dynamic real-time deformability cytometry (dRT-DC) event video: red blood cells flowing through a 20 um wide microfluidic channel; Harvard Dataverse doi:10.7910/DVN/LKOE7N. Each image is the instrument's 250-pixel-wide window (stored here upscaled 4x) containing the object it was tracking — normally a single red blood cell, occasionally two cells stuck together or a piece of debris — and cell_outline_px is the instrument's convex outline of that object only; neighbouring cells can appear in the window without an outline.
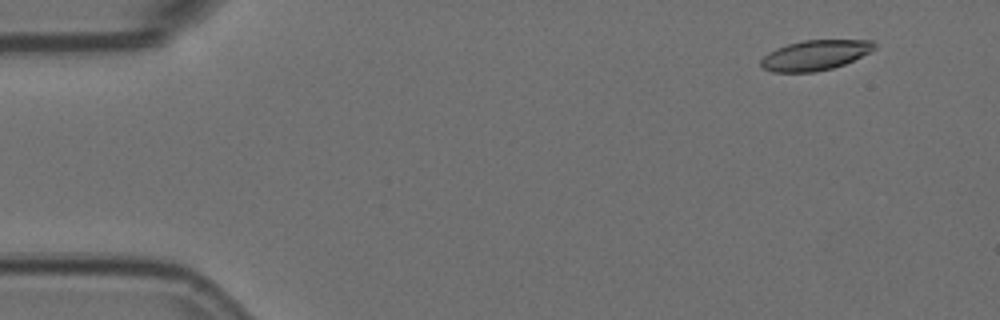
{"species": "Egyptian fruit bat (a non-hibernating species)", "species_latin": "Rousettus aegyptiacus", "temperature_condition": "room temperature", "stored_images_in_passage": 25, "camera_frame_rate_fps": 3000, "um_per_image_px": 0.085, "animal": {"sex": "female"}, "frame": {"image": 1, "passage_image": 5, "time_ms": 1.333, "image_size_px": [1000, 320], "cell_outline_px": [[876, 48], [844, 64], [832, 68], [816, 72], [772, 72], [764, 68], [760, 64], [760, 60], [768, 52], [776, 48], [788, 44], [804, 40], [872, 40], [876, 44]], "centroid_in_image_um": [69.26, 4.69], "position_along_channel_um": 15.7, "area_um2": 19.77}}
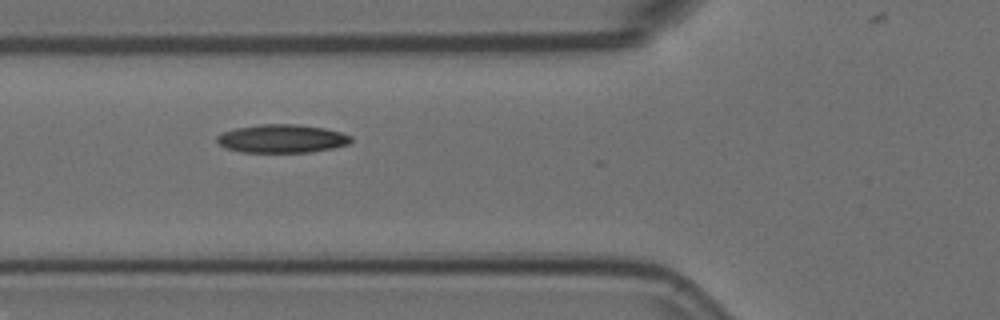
{"frame": {"image": 2, "passage_image": 21, "time_ms": 6.667, "image_size_px": [1000, 320], "cell_outline_px": [[352, 140], [348, 144], [332, 148], [312, 152], [240, 152], [224, 148], [216, 140], [216, 136], [224, 132], [236, 128], [260, 124], [296, 124], [324, 128], [340, 132], [352, 136]], "centroid_in_image_um": [23.95, 11.79], "position_along_channel_um": 101.8, "area_um2": 22.14}}
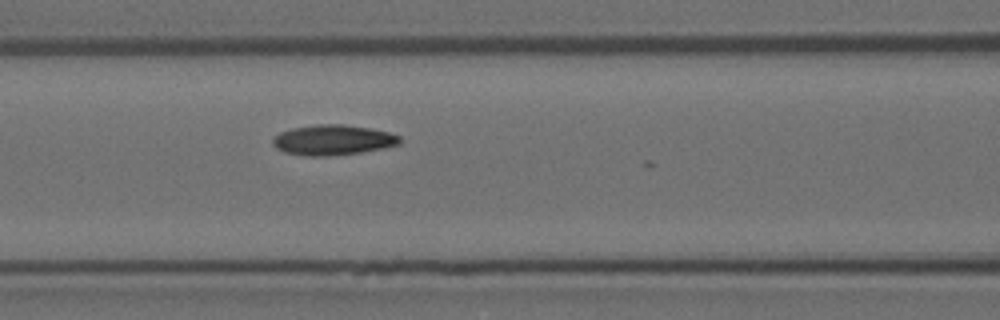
{"frame": {"image": 3, "passage_image": 24, "time_ms": 7.667, "image_size_px": [1000, 320], "cell_outline_px": [[404, 140], [400, 144], [360, 152], [328, 156], [304, 156], [284, 152], [276, 148], [272, 144], [272, 140], [280, 132], [292, 128], [316, 124], [344, 124], [368, 128], [388, 132], [400, 136]], "centroid_in_image_um": [28.28, 11.9], "position_along_channel_um": 138.3, "area_um2": 22.37}}